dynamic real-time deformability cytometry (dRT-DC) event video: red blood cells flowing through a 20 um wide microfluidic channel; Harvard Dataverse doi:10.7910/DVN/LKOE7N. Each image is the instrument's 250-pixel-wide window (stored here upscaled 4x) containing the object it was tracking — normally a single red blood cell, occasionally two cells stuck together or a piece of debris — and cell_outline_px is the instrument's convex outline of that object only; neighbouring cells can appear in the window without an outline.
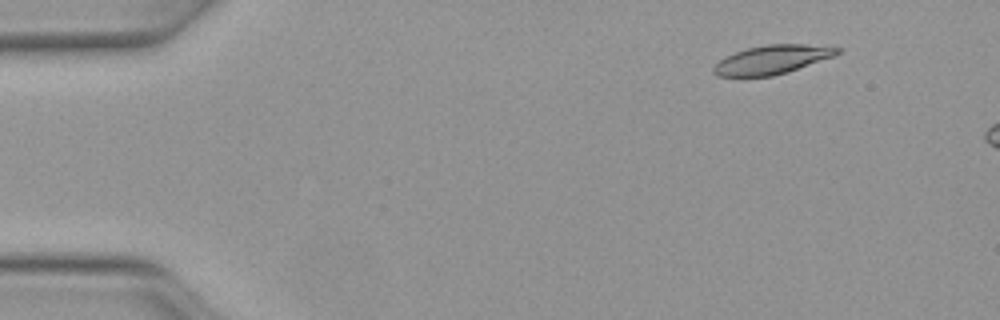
{"species": "Egyptian fruit bat (a non-hibernating species)", "species_latin": "Rousettus aegyptiacus", "temperature_condition": "warm", "stored_images_in_passage": 12, "camera_frame_rate_fps": 3000, "um_per_image_px": 0.085, "animal": {"sex": "female"}, "frame": {"image": 1, "passage_image": 6, "time_ms": 1.667, "image_size_px": [1000, 320], "cell_outline_px": [[840, 52], [836, 56], [788, 72], [772, 76], [716, 76], [712, 72], [712, 68], [724, 56], [748, 48], [768, 44], [804, 44], [840, 48]], "centroid_in_image_um": [65.63, 5.07], "position_along_channel_um": 19.4, "area_um2": 20.75}}